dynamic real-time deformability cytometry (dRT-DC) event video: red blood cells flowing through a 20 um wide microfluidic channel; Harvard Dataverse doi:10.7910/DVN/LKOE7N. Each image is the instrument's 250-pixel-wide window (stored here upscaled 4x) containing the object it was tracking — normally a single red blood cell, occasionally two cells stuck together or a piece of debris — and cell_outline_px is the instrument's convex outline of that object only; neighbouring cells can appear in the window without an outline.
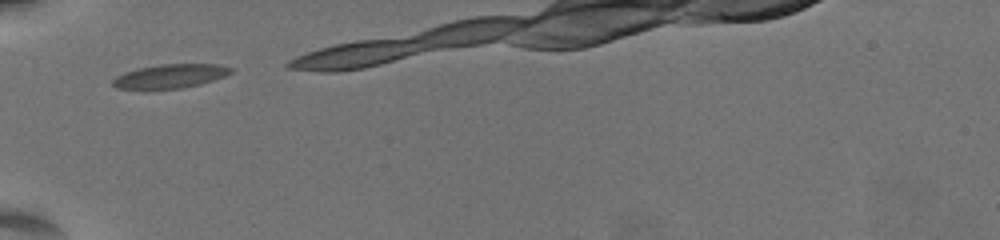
{"species": "common noctule bat (a hibernating species)", "species_latin": "Nyctalus noctula", "temperature_condition": "warm", "stored_images_in_passage": 7, "camera_frame_rate_fps": 3000, "um_per_image_px": 0.085, "animal": {"sex": "female", "body_mass_g": 19.5, "forearm_length_mm": 54.1}, "frame": {"image": 1, "passage_image": 1, "time_ms": 0.0, "image_size_px": [1000, 240], "cell_outline_px": [[232, 72], [224, 76], [200, 84], [180, 88], [116, 88], [112, 84], [112, 80], [116, 76], [124, 72], [136, 68], [160, 64], [216, 64], [232, 68]], "centroid_in_image_um": [14.44, 6.45], "position_along_channel_um": 70.6, "area_um2": 16.18}}
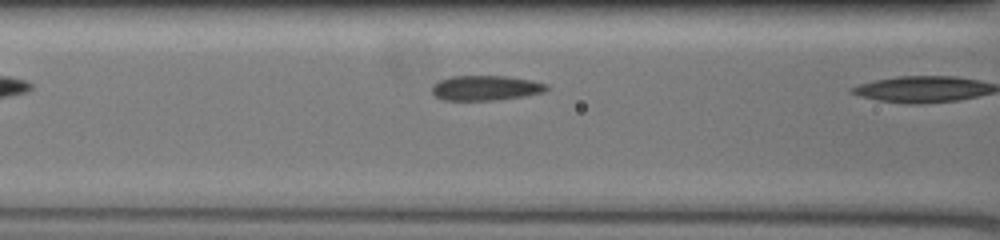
{"frame": {"image": 2, "passage_image": 6, "time_ms": 1.667, "image_size_px": [1000, 240], "cell_outline_px": [[548, 88], [544, 92], [524, 96], [500, 100], [444, 100], [436, 96], [432, 92], [432, 88], [440, 80], [452, 76], [508, 76], [532, 80], [548, 84]], "centroid_in_image_um": [41.33, 7.48], "position_along_channel_um": 125.3, "area_um2": 16.65}}